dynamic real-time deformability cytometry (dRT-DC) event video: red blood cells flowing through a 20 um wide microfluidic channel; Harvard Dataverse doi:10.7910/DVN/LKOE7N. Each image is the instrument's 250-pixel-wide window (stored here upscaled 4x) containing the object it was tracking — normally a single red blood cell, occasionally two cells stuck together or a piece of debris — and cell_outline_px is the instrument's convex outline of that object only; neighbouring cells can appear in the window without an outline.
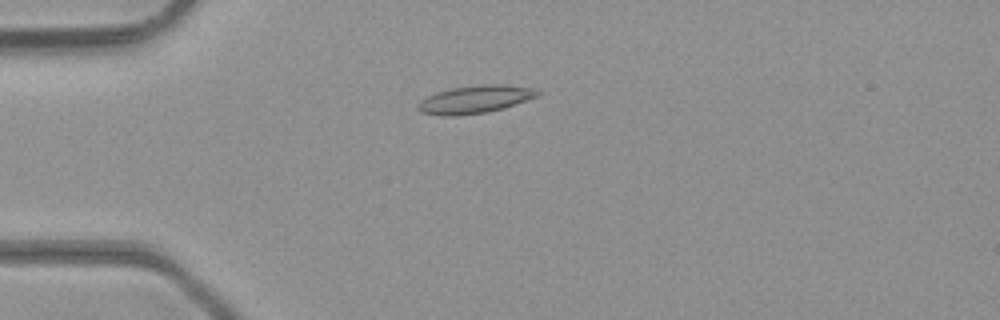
{"species": "common noctule bat (a hibernating species)", "species_latin": "Nyctalus noctula", "temperature_condition": "room temperature", "stored_images_in_passage": 36, "camera_frame_rate_fps": 3000, "um_per_image_px": 0.085, "animal": {"sex": "male", "body_mass_g": 23.1, "forearm_length_mm": 52.7}, "frame": {"image": 1, "passage_image": 1, "time_ms": 0.0, "image_size_px": [1000, 320], "cell_outline_px": [[540, 96], [504, 108], [488, 112], [456, 116], [440, 116], [420, 112], [416, 108], [416, 104], [420, 100], [436, 92], [452, 88], [480, 84], [504, 84], [536, 88], [540, 92]], "centroid_in_image_um": [40.39, 8.45], "position_along_channel_um": 44.6, "area_um2": 19.77}}
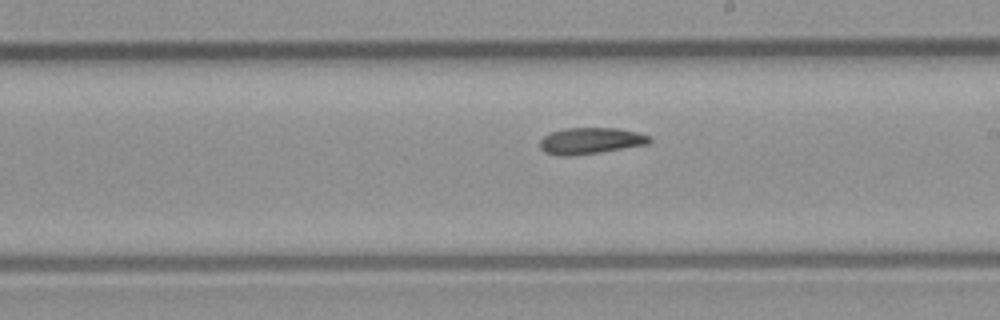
{"frame": {"image": 2, "passage_image": 16, "time_ms": 5.0, "image_size_px": [1000, 320], "cell_outline_px": [[652, 140], [648, 144], [600, 152], [568, 156], [560, 156], [544, 152], [540, 148], [540, 140], [544, 136], [552, 132], [564, 128], [616, 128], [636, 132], [648, 136]], "centroid_in_image_um": [50.16, 11.97], "position_along_channel_um": 238.8, "area_um2": 16.7}}
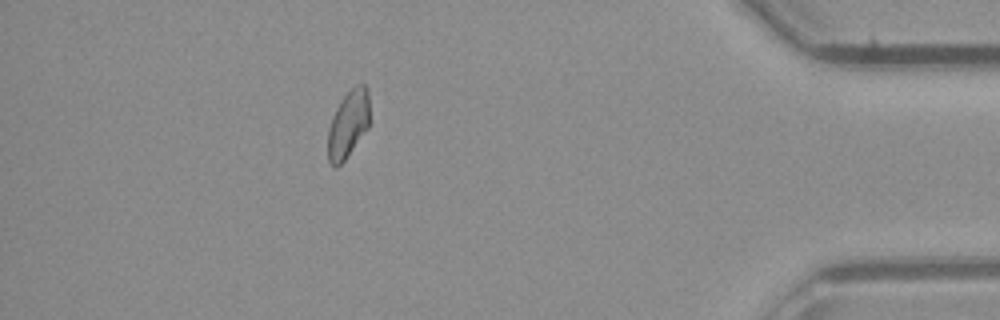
{"frame": {"image": 3, "passage_image": 31, "time_ms": 10.0, "image_size_px": [1000, 320], "cell_outline_px": [[368, 128], [344, 160], [336, 168], [328, 160], [328, 128], [332, 116], [340, 100], [356, 84], [364, 84], [368, 88]], "centroid_in_image_um": [29.58, 10.54], "position_along_channel_um": 405.6, "area_um2": 16.18}, "authors_computed_cell_mechanics": {"area_um2": 16.9932, "velocity_mm_per_s": 4.3135, "shape_relaxation_time_tau1_ms": null, "shape_relaxation_time_tau2_ms": 9.0821, "deformation_change_tau1": null, "deformation_change_tau2": 0.178}}